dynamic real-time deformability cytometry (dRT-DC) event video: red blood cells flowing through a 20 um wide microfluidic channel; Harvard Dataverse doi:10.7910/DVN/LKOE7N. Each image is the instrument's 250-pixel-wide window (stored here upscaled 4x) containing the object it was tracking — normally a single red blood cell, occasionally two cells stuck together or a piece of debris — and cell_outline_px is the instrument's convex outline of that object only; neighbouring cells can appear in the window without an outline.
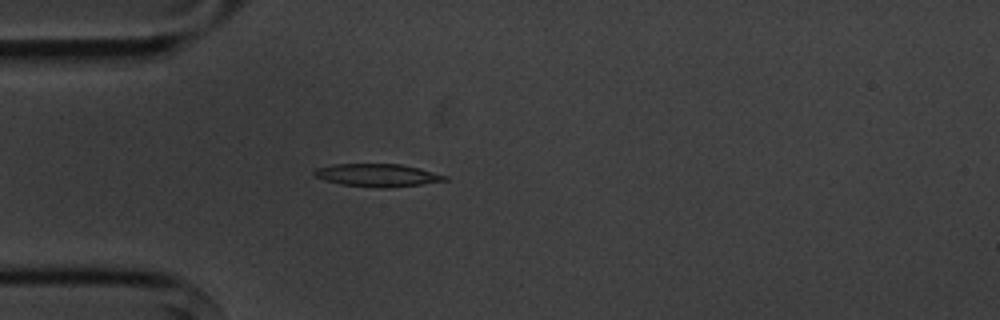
{"species": "common noctule bat (a hibernating species)", "species_latin": "Nyctalus noctula", "temperature_condition": "cold", "stored_images_in_passage": 4, "camera_frame_rate_fps": 3000, "um_per_image_px": 0.085, "animal": {"sex": "male", "body_mass_g": 20.1, "forearm_length_mm": 53.5}, "frame": {"image": 1, "passage_image": 4, "time_ms": 3.333, "image_size_px": [1000, 320], "cell_outline_px": [[448, 180], [420, 184], [388, 188], [380, 188], [340, 184], [324, 180], [316, 176], [312, 172], [316, 168], [336, 164], [400, 164], [448, 176]], "centroid_in_image_um": [32.05, 14.9], "position_along_channel_um": 52.9, "area_um2": 17.11}}